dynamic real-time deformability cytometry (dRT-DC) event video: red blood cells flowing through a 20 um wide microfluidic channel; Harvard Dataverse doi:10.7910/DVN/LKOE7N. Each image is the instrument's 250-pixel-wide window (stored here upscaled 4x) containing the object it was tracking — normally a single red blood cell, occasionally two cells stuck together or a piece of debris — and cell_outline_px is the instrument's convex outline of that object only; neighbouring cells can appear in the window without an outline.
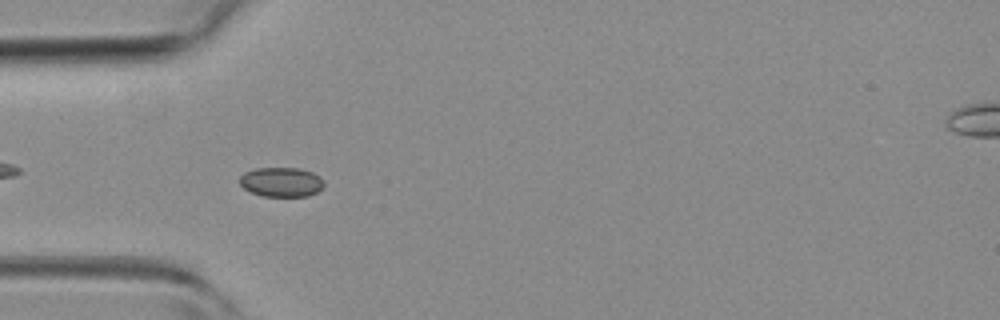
{"species": "common noctule bat (a hibernating species)", "species_latin": "Nyctalus noctula", "temperature_condition": "room temperature", "stored_images_in_passage": 5, "camera_frame_rate_fps": 3000, "um_per_image_px": 0.085, "animal": {"sex": "female", "body_mass_g": 19.3, "forearm_length_mm": 54.1}, "frame": {"image": 1, "passage_image": 4, "time_ms": 4.333, "image_size_px": [1000, 320], "cell_outline_px": [[324, 184], [316, 192], [308, 196], [264, 196], [252, 192], [244, 188], [240, 184], [240, 176], [244, 172], [256, 168], [300, 168], [312, 172], [320, 176], [324, 180]], "centroid_in_image_um": [23.92, 15.46], "position_along_channel_um": 61.1, "area_um2": 14.45}}
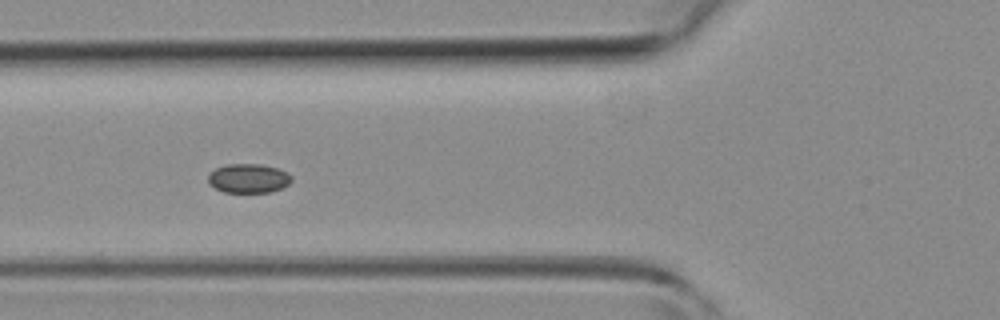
{"frame": {"image": 2, "passage_image": 5, "time_ms": 5.333, "image_size_px": [1000, 320], "cell_outline_px": [[292, 180], [288, 184], [280, 188], [268, 192], [224, 192], [208, 184], [208, 176], [216, 168], [228, 164], [260, 164], [276, 168], [288, 172], [292, 176]], "centroid_in_image_um": [21.12, 15.15], "position_along_channel_um": 104.7, "area_um2": 14.05}}